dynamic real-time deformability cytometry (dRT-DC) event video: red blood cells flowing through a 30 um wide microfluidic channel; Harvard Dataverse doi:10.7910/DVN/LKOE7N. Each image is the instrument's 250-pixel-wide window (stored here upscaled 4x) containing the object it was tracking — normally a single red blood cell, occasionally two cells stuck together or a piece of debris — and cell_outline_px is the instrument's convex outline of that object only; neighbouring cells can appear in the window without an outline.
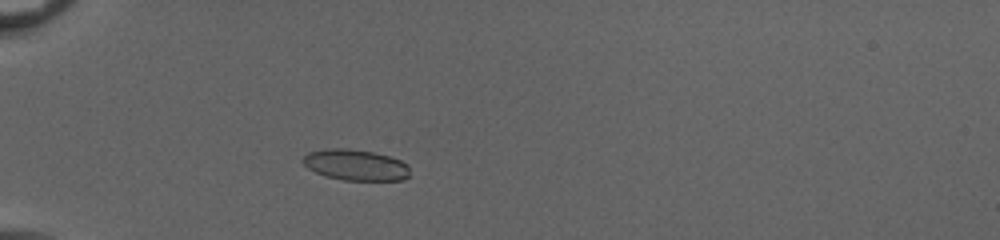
{"species": "common noctule bat (a hibernating species)", "species_latin": "Nyctalus noctula", "temperature_condition": "cold", "stored_images_in_passage": 46, "camera_frame_rate_fps": 3000, "um_per_image_px": 0.085, "animal": {"sex": "female", "body_mass_g": 20.0, "forearm_length_mm": 54.0}, "frame": {"image": 1, "passage_image": 11, "time_ms": 3.333, "image_size_px": [1000, 240], "cell_outline_px": [[408, 176], [404, 180], [344, 180], [324, 176], [308, 168], [300, 160], [308, 152], [324, 148], [348, 148], [372, 152], [388, 156], [400, 160], [408, 164]], "centroid_in_image_um": [30.19, 14.01], "position_along_channel_um": 54.8, "area_um2": 19.36}}
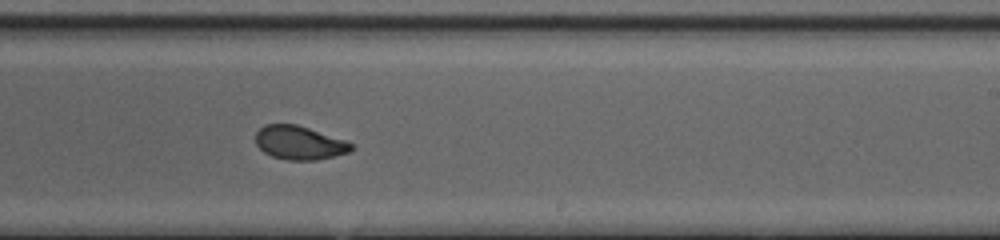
{"frame": {"image": 2, "passage_image": 28, "time_ms": 9.0, "image_size_px": [1000, 240], "cell_outline_px": [[356, 148], [348, 152], [336, 156], [316, 160], [288, 160], [272, 156], [264, 152], [256, 144], [256, 132], [264, 124], [296, 124], [348, 140]], "centroid_in_image_um": [25.49, 12.13], "position_along_channel_um": 263.5, "area_um2": 18.96}}
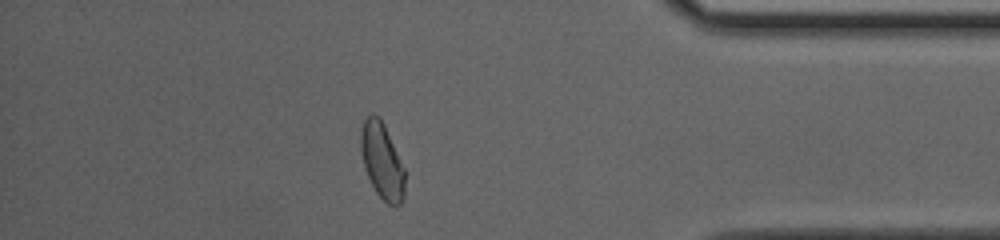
{"frame": {"image": 3, "passage_image": 40, "time_ms": 13.0, "image_size_px": [1000, 240], "cell_outline_px": [[404, 196], [400, 204], [396, 208], [388, 204], [376, 192], [368, 176], [364, 164], [360, 148], [360, 128], [364, 120], [372, 112], [380, 116], [384, 124], [404, 168]], "centroid_in_image_um": [32.46, 13.65], "position_along_channel_um": 402.7, "area_um2": 19.42}, "authors_computed_cell_mechanics": {"area_um2": 19.3341, "velocity_mm_per_s": 4.0816, "shape_relaxation_time_tau1_ms": 7.087, "shape_relaxation_time_tau2_ms": 1.1834, "deformation_change_tau1": 0.1608, "deformation_change_tau2": 0.0609}}